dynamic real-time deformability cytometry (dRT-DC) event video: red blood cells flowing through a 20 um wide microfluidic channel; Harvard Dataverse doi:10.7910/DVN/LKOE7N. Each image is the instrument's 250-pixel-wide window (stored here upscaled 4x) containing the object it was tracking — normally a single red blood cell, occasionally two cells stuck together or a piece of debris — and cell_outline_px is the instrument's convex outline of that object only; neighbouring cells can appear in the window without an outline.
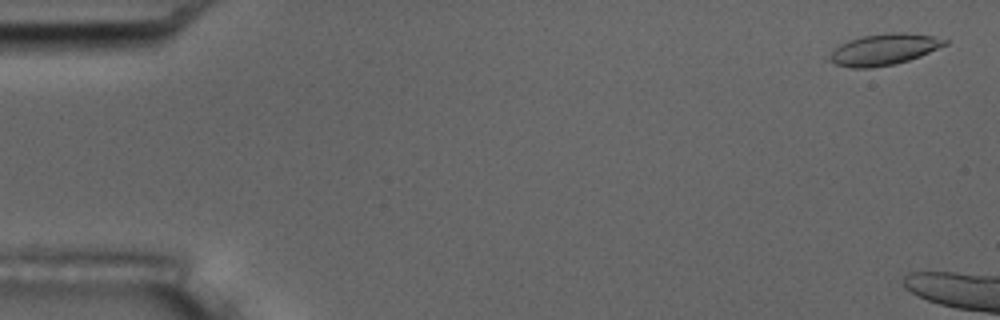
{"species": "common noctule bat (a hibernating species)", "species_latin": "Nyctalus noctula", "temperature_condition": "room temperature", "stored_images_in_passage": 10, "camera_frame_rate_fps": 3000, "um_per_image_px": 0.085, "animal": {"sex": "male", "body_mass_g": 17.5, "forearm_length_mm": 52.3}, "frame": {"image": 1, "passage_image": 2, "time_ms": 0.333, "image_size_px": [1000, 320], "cell_outline_px": [[948, 44], [920, 56], [896, 64], [872, 68], [852, 68], [836, 64], [824, 60], [840, 44], [848, 40], [864, 36], [888, 32], [904, 32], [932, 36], [948, 40]], "centroid_in_image_um": [75.11, 4.21], "position_along_channel_um": 9.9, "area_um2": 21.1}}